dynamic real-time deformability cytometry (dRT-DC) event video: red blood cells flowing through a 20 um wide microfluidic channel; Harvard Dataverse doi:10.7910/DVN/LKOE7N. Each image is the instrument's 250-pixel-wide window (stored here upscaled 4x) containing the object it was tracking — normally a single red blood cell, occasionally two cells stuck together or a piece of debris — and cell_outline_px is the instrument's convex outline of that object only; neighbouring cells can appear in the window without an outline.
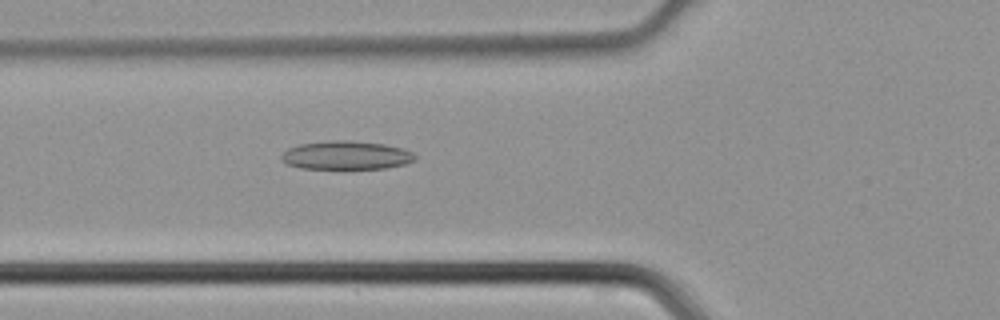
{"species": "common noctule bat (a hibernating species)", "species_latin": "Nyctalus noctula", "temperature_condition": "cold", "stored_images_in_passage": 34, "camera_frame_rate_fps": 3000, "um_per_image_px": 0.085, "animal": {"sex": "male", "body_mass_g": 21.5, "forearm_length_mm": 52.0}, "frame": {"image": 1, "passage_image": 5, "time_ms": 1.333, "image_size_px": [1000, 320], "cell_outline_px": [[416, 160], [404, 164], [384, 168], [300, 168], [288, 164], [280, 160], [280, 156], [288, 148], [300, 144], [332, 140], [352, 140], [384, 144], [404, 148], [412, 152], [416, 156]], "centroid_in_image_um": [29.43, 13.19], "position_along_channel_um": 96.4, "area_um2": 22.2}}
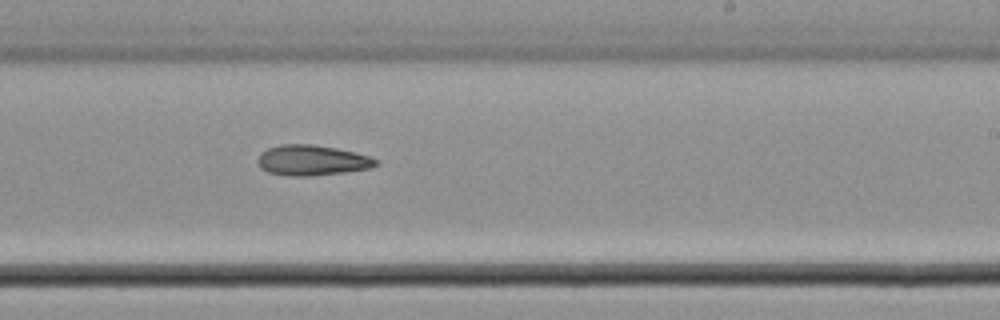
{"frame": {"image": 2, "passage_image": 16, "time_ms": 5.0, "image_size_px": [1000, 320], "cell_outline_px": [[380, 164], [368, 168], [344, 172], [308, 176], [288, 176], [268, 172], [260, 168], [256, 160], [260, 152], [268, 148], [280, 144], [312, 144], [336, 148], [356, 152], [372, 156]], "centroid_in_image_um": [26.49, 13.62], "position_along_channel_um": 262.5, "area_um2": 21.1}}
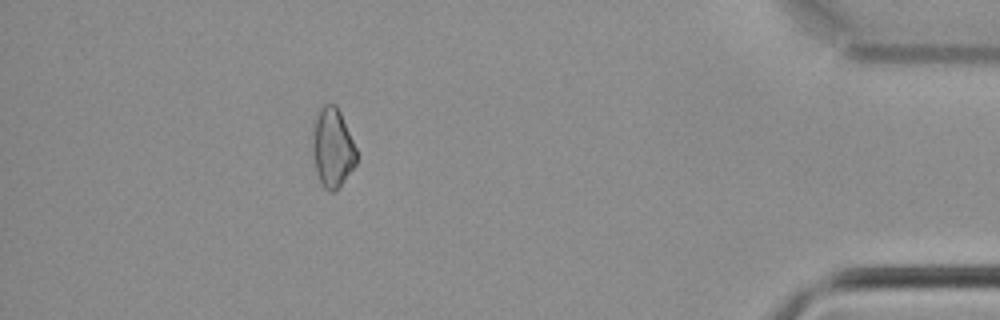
{"frame": {"image": 3, "passage_image": 29, "time_ms": 9.333, "image_size_px": [1000, 320], "cell_outline_px": [[356, 164], [340, 188], [336, 192], [328, 192], [324, 188], [320, 180], [316, 168], [312, 152], [312, 144], [316, 116], [320, 108], [324, 104], [336, 104], [340, 112], [356, 148]], "centroid_in_image_um": [28.27, 12.6], "position_along_channel_um": 406.9, "area_um2": 20.17}}